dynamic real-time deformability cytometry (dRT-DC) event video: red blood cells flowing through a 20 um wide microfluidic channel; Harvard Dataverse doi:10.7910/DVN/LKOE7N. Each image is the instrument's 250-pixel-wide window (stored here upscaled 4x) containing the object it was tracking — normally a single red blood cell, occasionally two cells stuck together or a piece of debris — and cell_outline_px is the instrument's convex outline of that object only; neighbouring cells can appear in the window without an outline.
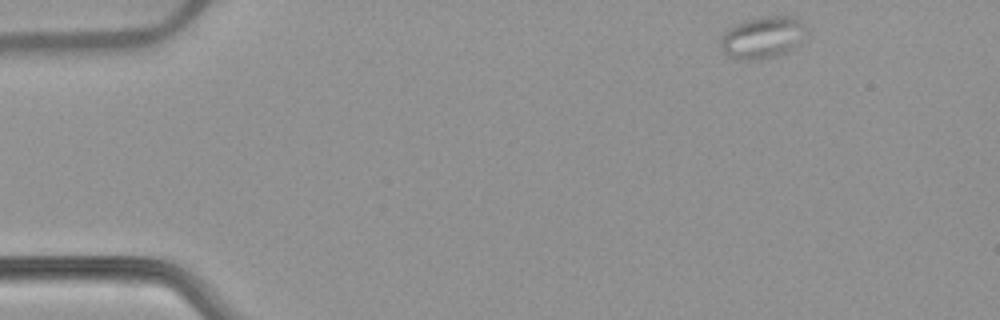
{"species": "common noctule bat (a hibernating species)", "species_latin": "Nyctalus noctula", "temperature_condition": "warm", "stored_images_in_passage": 48, "camera_frame_rate_fps": 3000, "um_per_image_px": 0.085, "animal": {"sex": "female", "body_mass_g": 22.7, "forearm_length_mm": 54.2}, "frame": {"image": 1, "passage_image": 1, "time_ms": 0.0, "image_size_px": [1000, 320], "cell_outline_px": [[804, 32], [796, 44], [788, 52], [776, 56], [760, 60], [740, 60], [728, 56], [720, 48], [720, 40], [724, 32], [728, 28], [744, 20], [764, 16], [792, 16], [804, 20]], "centroid_in_image_um": [64.77, 3.18], "position_along_channel_um": 20.2, "area_um2": 20.98}}
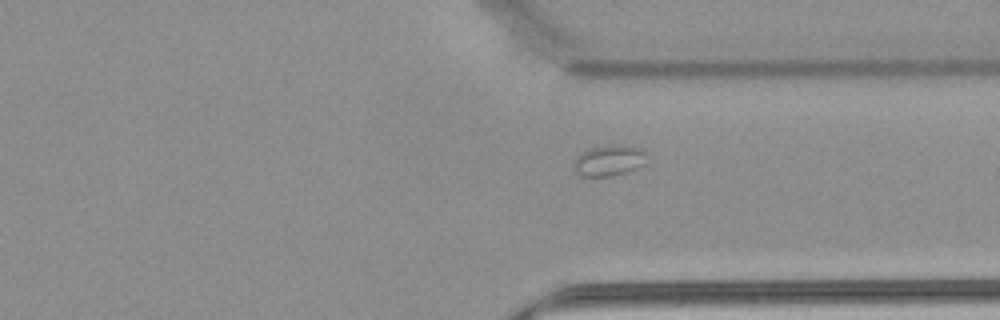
{"frame": {"image": 2, "passage_image": 35, "time_ms": 11.333, "image_size_px": [1000, 320], "cell_outline_px": [[644, 164], [628, 172], [612, 176], [580, 176], [572, 168], [572, 164], [576, 156], [580, 152], [592, 148], [612, 144], [620, 144], [640, 148], [644, 152]], "centroid_in_image_um": [51.7, 13.64], "position_along_channel_um": 359.7, "area_um2": 13.24}}
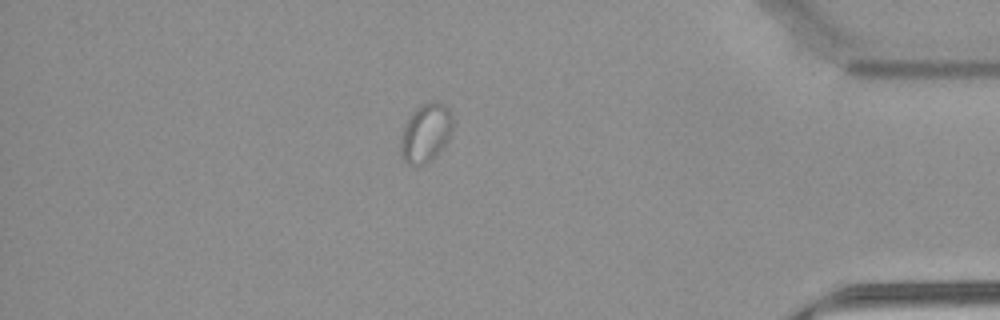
{"frame": {"image": 3, "passage_image": 41, "time_ms": 13.333, "image_size_px": [1000, 320], "cell_outline_px": [[452, 132], [448, 140], [432, 160], [416, 168], [412, 168], [404, 164], [400, 156], [400, 136], [404, 124], [408, 116], [420, 104], [432, 100], [436, 100], [444, 104], [448, 108], [452, 116]], "centroid_in_image_um": [36.14, 11.33], "position_along_channel_um": 399.1, "area_um2": 18.61}}